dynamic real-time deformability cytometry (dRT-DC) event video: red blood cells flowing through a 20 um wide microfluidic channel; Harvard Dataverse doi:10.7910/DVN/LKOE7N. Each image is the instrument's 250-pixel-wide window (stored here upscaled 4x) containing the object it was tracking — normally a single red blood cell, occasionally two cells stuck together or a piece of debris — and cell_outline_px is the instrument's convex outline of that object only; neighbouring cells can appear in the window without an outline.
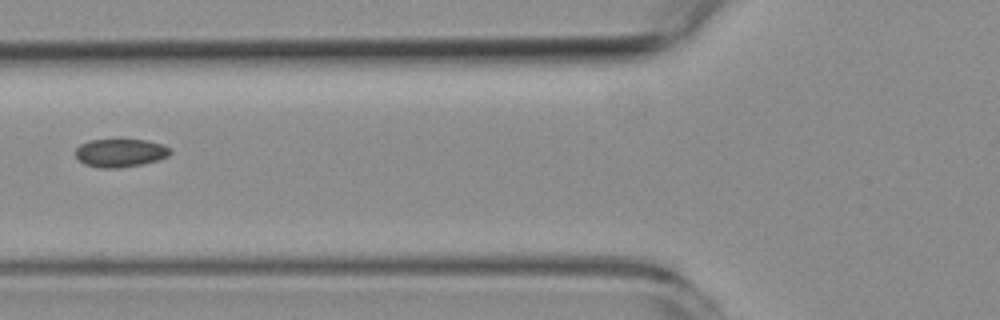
{"species": "common noctule bat (a hibernating species)", "species_latin": "Nyctalus noctula", "temperature_condition": "room temperature", "stored_images_in_passage": 8, "segment_of_instrument_passage": [2, 2], "camera_frame_rate_fps": 3000, "um_per_image_px": 0.085, "animal": {"sex": "female", "body_mass_g": 19.3, "forearm_length_mm": 54.1}, "frame": {"image": 1, "passage_image": 5, "time_ms": 5.667, "image_size_px": [1000, 320], "cell_outline_px": [[172, 152], [168, 156], [156, 160], [140, 164], [120, 168], [100, 168], [84, 164], [76, 156], [76, 148], [80, 144], [88, 140], [148, 140], [160, 144], [168, 148]], "centroid_in_image_um": [10.19, 12.99], "position_along_channel_um": 115.6, "area_um2": 15.37}}
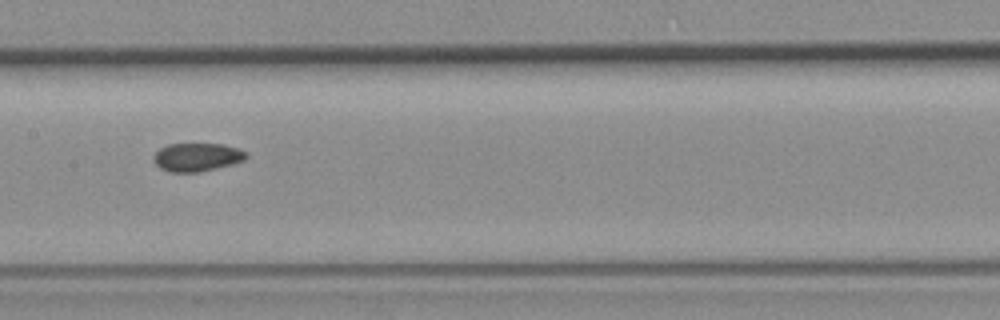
{"frame": {"image": 2, "passage_image": 7, "time_ms": 7.667, "image_size_px": [1000, 320], "cell_outline_px": [[248, 156], [244, 160], [232, 164], [200, 172], [168, 172], [160, 168], [152, 160], [152, 156], [160, 148], [168, 144], [224, 144], [248, 152]], "centroid_in_image_um": [16.73, 13.36], "position_along_channel_um": 190.7, "area_um2": 15.37}}
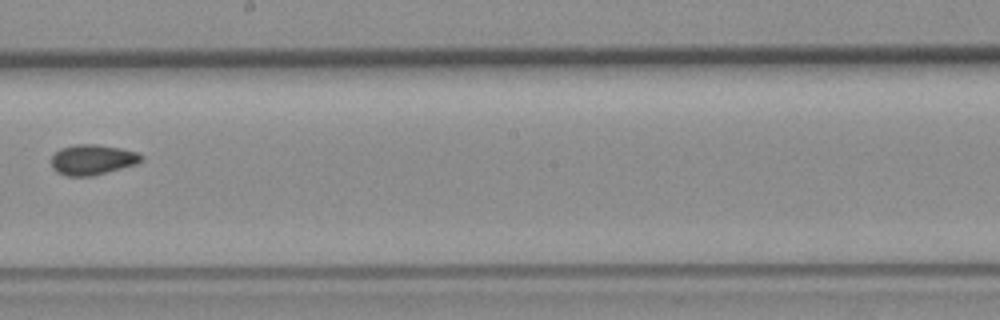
{"frame": {"image": 3, "passage_image": 8, "time_ms": 9.0, "image_size_px": [1000, 320], "cell_outline_px": [[144, 160], [136, 164], [92, 176], [64, 176], [56, 172], [52, 168], [52, 156], [60, 148], [76, 144], [96, 144], [120, 148], [136, 152], [144, 156]], "centroid_in_image_um": [7.85, 13.57], "position_along_channel_um": 240.3, "area_um2": 15.95}}